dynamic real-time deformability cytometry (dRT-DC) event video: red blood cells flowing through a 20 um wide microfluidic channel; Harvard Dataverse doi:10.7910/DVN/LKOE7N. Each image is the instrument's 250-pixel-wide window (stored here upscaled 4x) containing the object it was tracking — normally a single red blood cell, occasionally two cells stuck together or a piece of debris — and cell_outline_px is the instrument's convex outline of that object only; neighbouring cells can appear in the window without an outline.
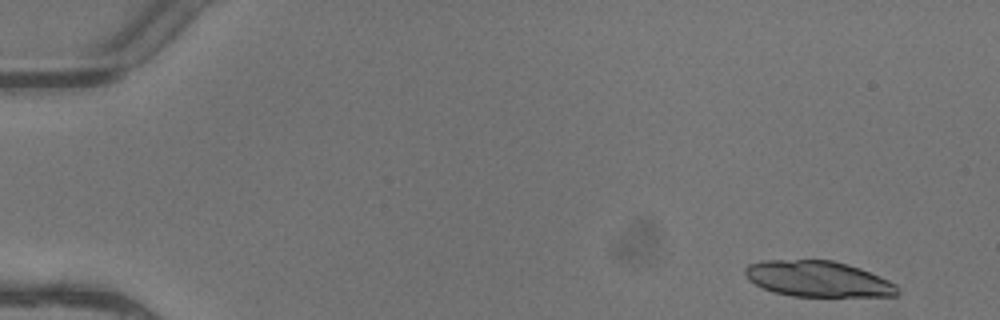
{"species": "common noctule bat (a hibernating species)", "species_latin": "Nyctalus noctula", "temperature_condition": "warm", "stored_images_in_passage": 6, "camera_frame_rate_fps": 3000, "um_per_image_px": 0.085, "animal": {"sex": "female"}, "frame": {"image": 1, "passage_image": 1, "time_ms": 0.0, "image_size_px": [1000, 320], "cell_outline_px": [[900, 292], [896, 296], [792, 296], [772, 292], [748, 280], [744, 272], [744, 268], [748, 264], [760, 260], [832, 260], [848, 264], [860, 268], [880, 276], [896, 284]], "centroid_in_image_um": [69.52, 23.7], "position_along_channel_um": 15.5, "area_um2": 31.96}}
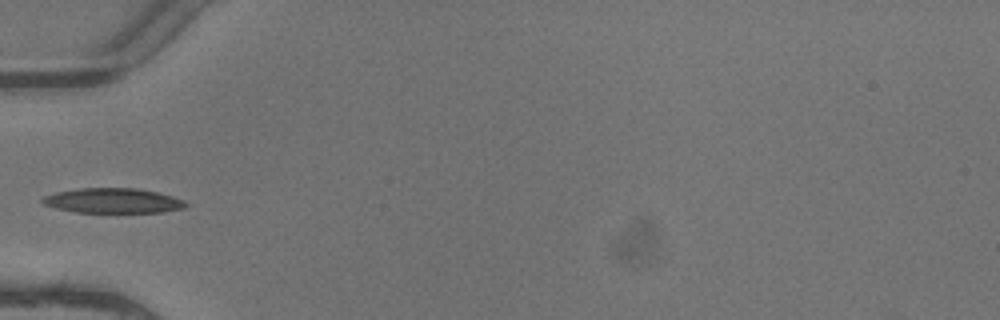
{"frame": {"image": 2, "passage_image": 5, "time_ms": 1.333, "image_size_px": [1000, 320], "cell_outline_px": [[188, 204], [184, 208], [164, 212], [76, 212], [56, 208], [44, 204], [40, 200], [44, 196], [56, 192], [80, 188], [136, 188], [160, 192], [184, 200]], "centroid_in_image_um": [9.63, 17.05], "position_along_channel_um": 75.4, "area_um2": 20.81}}
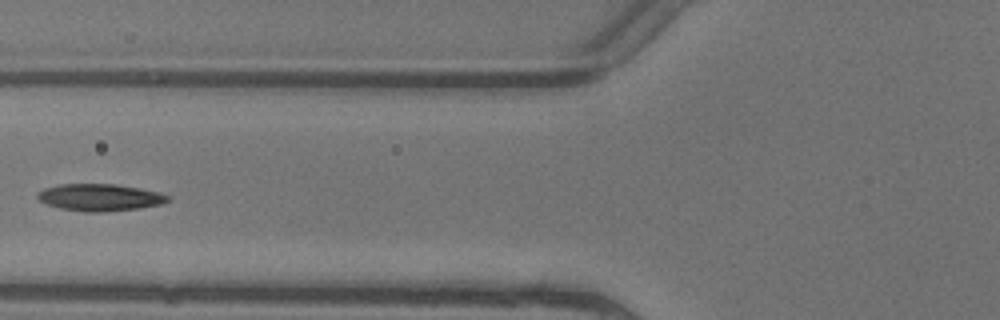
{"frame": {"image": 3, "passage_image": 6, "time_ms": 1.667, "image_size_px": [1000, 320], "cell_outline_px": [[172, 196], [168, 200], [160, 204], [140, 208], [104, 212], [84, 212], [60, 208], [48, 204], [40, 200], [36, 196], [44, 188], [60, 184], [116, 184], [156, 192]], "centroid_in_image_um": [8.48, 16.78], "position_along_channel_um": 117.3, "area_um2": 20.29}}